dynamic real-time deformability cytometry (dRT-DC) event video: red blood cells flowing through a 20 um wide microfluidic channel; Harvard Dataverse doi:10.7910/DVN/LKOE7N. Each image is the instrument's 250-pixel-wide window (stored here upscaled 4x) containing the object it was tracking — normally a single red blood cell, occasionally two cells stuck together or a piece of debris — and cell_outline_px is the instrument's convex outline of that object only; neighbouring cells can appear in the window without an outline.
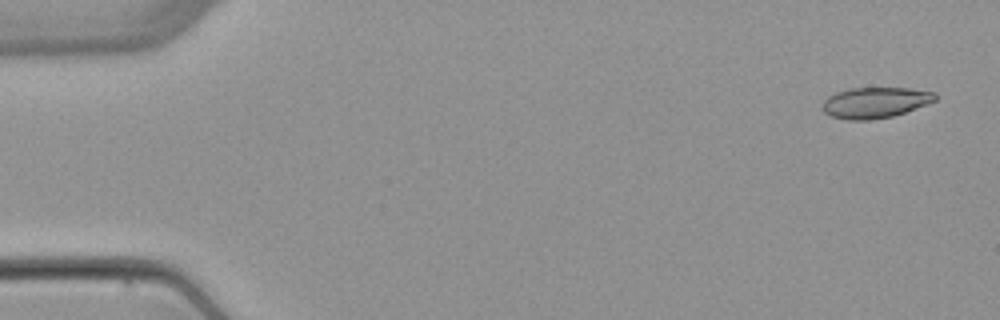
{"species": "common noctule bat (a hibernating species)", "species_latin": "Nyctalus noctula", "temperature_condition": "warm", "stored_images_in_passage": 3, "camera_frame_rate_fps": 3000, "um_per_image_px": 0.085, "animal": {"sex": "female", "body_mass_g": 22.7, "forearm_length_mm": 54.2}, "frame": {"image": 1, "passage_image": 1, "time_ms": 0.0, "image_size_px": [1000, 320], "cell_outline_px": [[936, 100], [904, 112], [892, 116], [872, 120], [848, 120], [832, 116], [824, 112], [820, 108], [824, 100], [828, 96], [836, 92], [852, 88], [908, 88], [936, 92]], "centroid_in_image_um": [74.35, 8.72], "position_along_channel_um": 10.7, "area_um2": 20.17}}
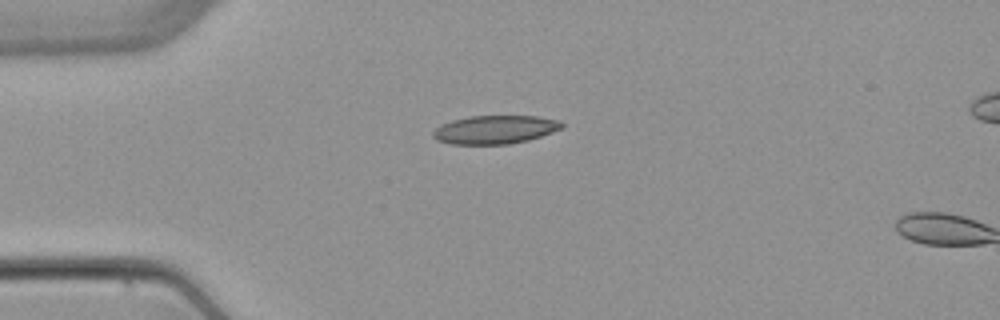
{"frame": {"image": 2, "passage_image": 2, "time_ms": 3.667, "image_size_px": [1000, 320], "cell_outline_px": [[564, 128], [528, 140], [508, 144], [448, 144], [436, 140], [432, 136], [432, 132], [440, 124], [452, 120], [468, 116], [536, 116], [560, 120], [564, 124]], "centroid_in_image_um": [42.06, 11.01], "position_along_channel_um": 42.9, "area_um2": 21.5}}